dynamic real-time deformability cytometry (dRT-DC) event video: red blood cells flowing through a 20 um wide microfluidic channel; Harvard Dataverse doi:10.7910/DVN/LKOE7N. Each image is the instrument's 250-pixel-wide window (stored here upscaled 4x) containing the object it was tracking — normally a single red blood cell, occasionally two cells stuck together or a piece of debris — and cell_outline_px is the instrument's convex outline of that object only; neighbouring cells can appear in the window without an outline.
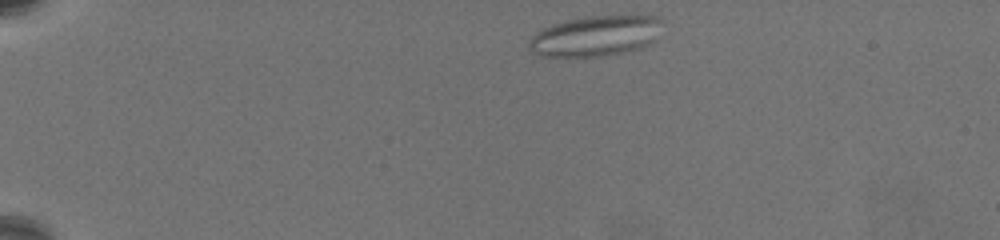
{"species": "common noctule bat (a hibernating species)", "species_latin": "Nyctalus noctula", "temperature_condition": "warm", "stored_images_in_passage": 53, "camera_frame_rate_fps": 3000, "um_per_image_px": 0.085, "animal": {"sex": "female", "body_mass_g": 19.5, "forearm_length_mm": 54.1}, "frame": {"image": 1, "passage_image": 2, "time_ms": 0.333, "image_size_px": [1000, 240], "cell_outline_px": [[664, 20], [656, 40], [648, 44], [624, 52], [600, 56], [540, 56], [532, 52], [528, 48], [528, 40], [536, 32], [552, 24], [568, 20], [592, 16], [660, 16]], "centroid_in_image_um": [50.63, 3.05], "position_along_channel_um": 34.4, "area_um2": 31.33}}
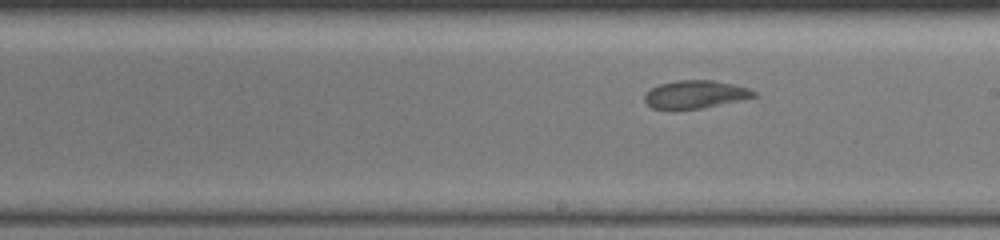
{"frame": {"image": 2, "passage_image": 28, "time_ms": 9.0, "image_size_px": [1000, 240], "cell_outline_px": [[760, 96], [700, 108], [652, 108], [644, 100], [644, 96], [652, 88], [660, 84], [676, 80], [712, 80], [732, 84], [748, 88], [756, 92]], "centroid_in_image_um": [59.14, 8.0], "position_along_channel_um": 229.9, "area_um2": 17.4}}
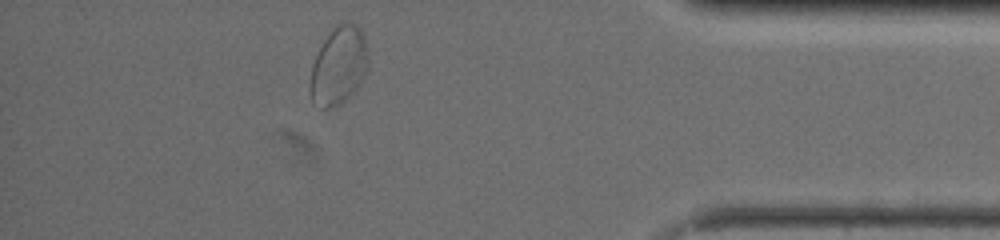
{"frame": {"image": 3, "passage_image": 47, "time_ms": 15.333, "image_size_px": [1000, 240], "cell_outline_px": [[368, 68], [360, 84], [344, 100], [328, 108], [324, 108], [312, 100], [308, 88], [308, 84], [312, 64], [324, 40], [332, 28], [340, 24], [352, 24], [360, 28], [364, 36], [368, 60]], "centroid_in_image_um": [28.77, 5.59], "position_along_channel_um": 406.4, "area_um2": 25.89}, "authors_computed_cell_mechanics": {"area_um2": 20.9236, "velocity_mm_per_s": 3.26, "shape_relaxation_time_tau1_ms": null, "shape_relaxation_time_tau2_ms": 2.985, "deformation_change_tau1": null, "deformation_change_tau2": 0.0793}}